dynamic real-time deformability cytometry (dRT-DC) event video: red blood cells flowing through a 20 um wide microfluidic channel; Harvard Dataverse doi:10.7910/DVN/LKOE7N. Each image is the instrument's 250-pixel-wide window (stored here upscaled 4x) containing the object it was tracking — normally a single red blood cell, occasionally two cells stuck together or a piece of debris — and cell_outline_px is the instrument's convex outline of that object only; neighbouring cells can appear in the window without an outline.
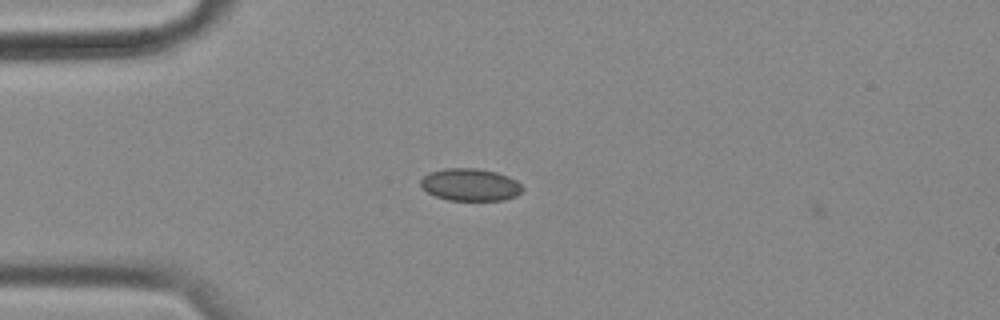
{"species": "common noctule bat (a hibernating species)", "species_latin": "Nyctalus noctula", "temperature_condition": "cold", "stored_images_in_passage": 3, "camera_frame_rate_fps": 3000, "um_per_image_px": 0.085, "animal": {"sex": "female", "body_mass_g": 18.4}, "frame": {"image": 1, "passage_image": 2, "time_ms": 0.333, "image_size_px": [1000, 320], "cell_outline_px": [[524, 188], [516, 196], [504, 200], [448, 200], [436, 196], [420, 188], [420, 180], [424, 176], [432, 172], [444, 168], [476, 168], [496, 172], [508, 176], [516, 180]], "centroid_in_image_um": [39.97, 15.7], "position_along_channel_um": 45.0, "area_um2": 19.19}}